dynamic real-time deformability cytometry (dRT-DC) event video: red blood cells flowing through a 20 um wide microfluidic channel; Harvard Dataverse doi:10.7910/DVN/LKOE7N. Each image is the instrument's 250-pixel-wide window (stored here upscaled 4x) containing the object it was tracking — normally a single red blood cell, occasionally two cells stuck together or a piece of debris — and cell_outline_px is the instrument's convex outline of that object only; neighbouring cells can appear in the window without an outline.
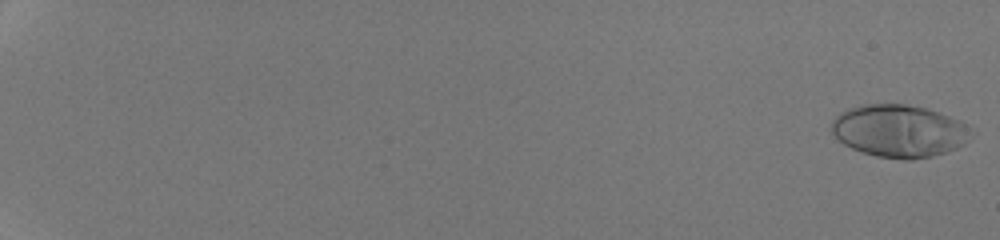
{"species": "human", "species_latin": "Homo sapiens", "temperature_condition": "room temperature", "stored_images_in_passage": 53, "camera_frame_rate_fps": 3000, "um_per_image_px": 0.085, "donor": {"sex": "male"}, "frame": {"image": 1, "passage_image": 1, "time_ms": 0.0, "image_size_px": [1000, 240], "cell_outline_px": [[976, 132], [964, 144], [956, 148], [932, 156], [908, 160], [904, 160], [876, 156], [852, 148], [844, 144], [832, 132], [832, 120], [840, 112], [848, 108], [860, 104], [904, 104], [924, 108], [960, 120]], "centroid_in_image_um": [76.44, 11.13], "position_along_channel_um": 8.6, "area_um2": 42.66}}
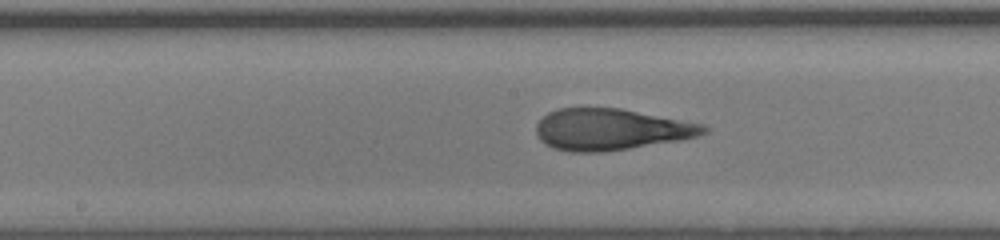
{"frame": {"image": 2, "passage_image": 32, "time_ms": 10.333, "image_size_px": [1000, 240], "cell_outline_px": [[708, 132], [696, 136], [680, 140], [604, 152], [572, 152], [552, 148], [544, 144], [540, 140], [536, 132], [536, 124], [548, 112], [560, 108], [620, 108], [704, 124], [708, 128]], "centroid_in_image_um": [51.91, 11.0], "position_along_channel_um": 196.3, "area_um2": 40.4}}
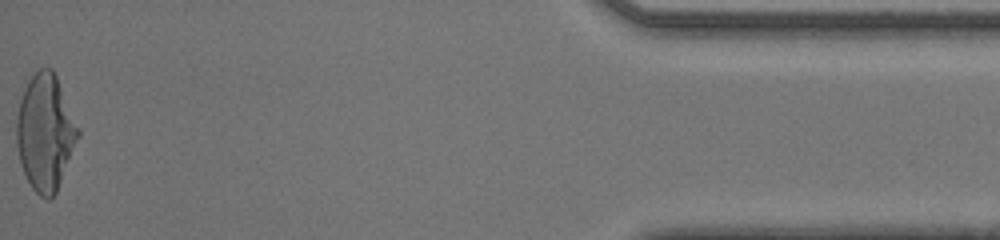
{"frame": {"image": 3, "passage_image": 53, "time_ms": 17.333, "image_size_px": [1000, 240], "cell_outline_px": [[80, 136], [56, 192], [48, 200], [40, 196], [32, 188], [20, 164], [16, 144], [16, 120], [20, 100], [24, 88], [28, 80], [40, 68], [52, 68], [56, 76], [80, 128]], "centroid_in_image_um": [3.85, 11.26], "position_along_channel_um": 431.4, "area_um2": 41.62}, "authors_computed_cell_mechanics": {"area_um2": 40.5756, "velocity_mm_per_s": 4.3053, "shape_relaxation_time_tau1_ms": 5.7836, "shape_relaxation_time_tau2_ms": 0.7097, "deformation_change_tau1": 0.267, "deformation_change_tau2": 0.0817}}